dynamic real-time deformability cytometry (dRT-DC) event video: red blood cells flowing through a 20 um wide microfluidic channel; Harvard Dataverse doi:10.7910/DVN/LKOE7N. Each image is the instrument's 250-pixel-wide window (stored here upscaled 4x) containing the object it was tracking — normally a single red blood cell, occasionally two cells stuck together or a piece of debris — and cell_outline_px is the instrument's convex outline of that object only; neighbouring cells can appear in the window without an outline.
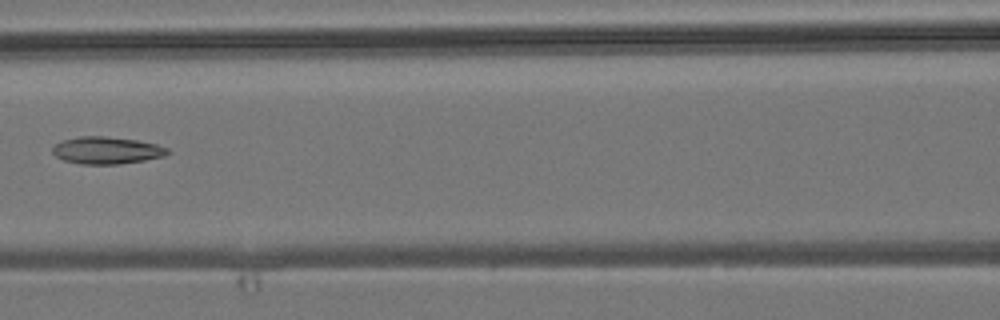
{"species": "common noctule bat (a hibernating species)", "species_latin": "Nyctalus noctula", "temperature_condition": "room temperature", "stored_images_in_passage": 6, "camera_frame_rate_fps": 3000, "um_per_image_px": 0.085, "animal": {"sex": "male", "body_mass_g": 19.2, "forearm_length_mm": 51.8}, "frame": {"image": 1, "passage_image": 6, "time_ms": 6.667, "image_size_px": [1000, 320], "cell_outline_px": [[172, 152], [164, 156], [144, 160], [120, 164], [80, 164], [64, 160], [56, 156], [52, 152], [52, 148], [56, 144], [64, 140], [80, 136], [104, 136], [136, 140], [156, 144], [168, 148]], "centroid_in_image_um": [9.09, 12.78], "position_along_channel_um": 157.5, "area_um2": 18.15}}